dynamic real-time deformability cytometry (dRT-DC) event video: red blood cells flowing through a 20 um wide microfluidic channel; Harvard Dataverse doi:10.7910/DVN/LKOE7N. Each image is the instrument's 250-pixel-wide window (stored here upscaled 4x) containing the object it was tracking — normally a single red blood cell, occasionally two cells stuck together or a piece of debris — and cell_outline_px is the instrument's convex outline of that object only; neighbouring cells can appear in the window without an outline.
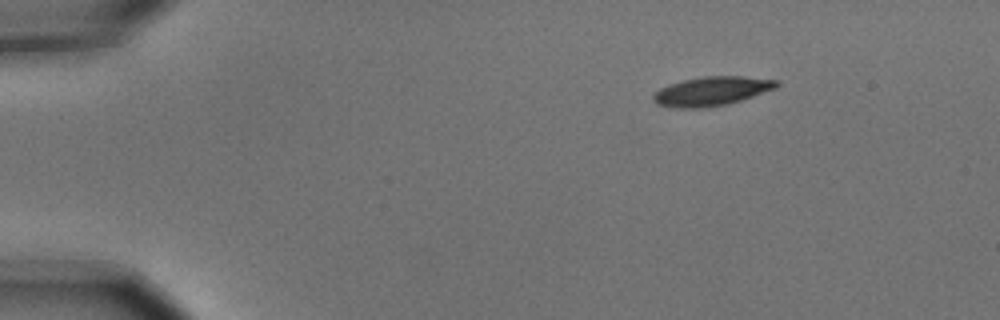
{"species": "common noctule bat (a hibernating species)", "species_latin": "Nyctalus noctula", "temperature_condition": "cold", "stored_images_in_passage": 13, "camera_frame_rate_fps": 3000, "um_per_image_px": 0.085, "animal": {"sex": "male", "body_mass_g": 15.6}, "frame": {"image": 1, "passage_image": 1, "time_ms": 0.0, "image_size_px": [1000, 320], "cell_outline_px": [[780, 84], [776, 88], [728, 104], [700, 108], [676, 108], [656, 104], [652, 100], [652, 96], [660, 88], [668, 84], [684, 80], [704, 76], [744, 76], [776, 80]], "centroid_in_image_um": [60.46, 7.75], "position_along_channel_um": 24.5, "area_um2": 20.81}}
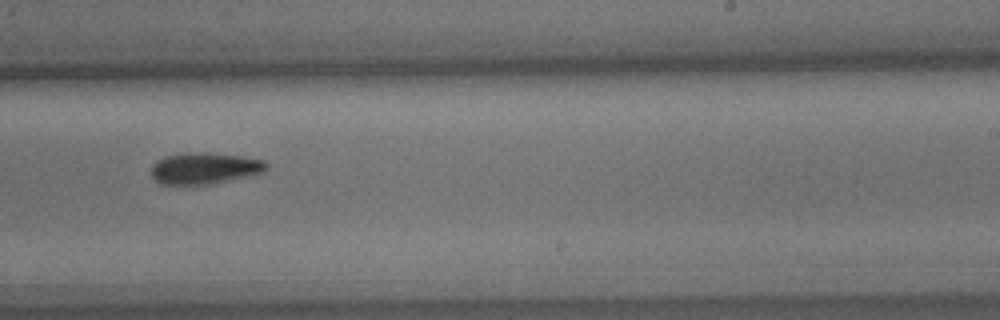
{"frame": {"image": 2, "passage_image": 8, "time_ms": 2.333, "image_size_px": [1000, 320], "cell_outline_px": [[268, 168], [264, 172], [216, 184], [160, 184], [152, 176], [152, 164], [156, 160], [164, 156], [188, 152], [208, 152], [244, 156], [264, 160], [268, 164]], "centroid_in_image_um": [17.42, 14.29], "position_along_channel_um": 271.6, "area_um2": 21.44}}
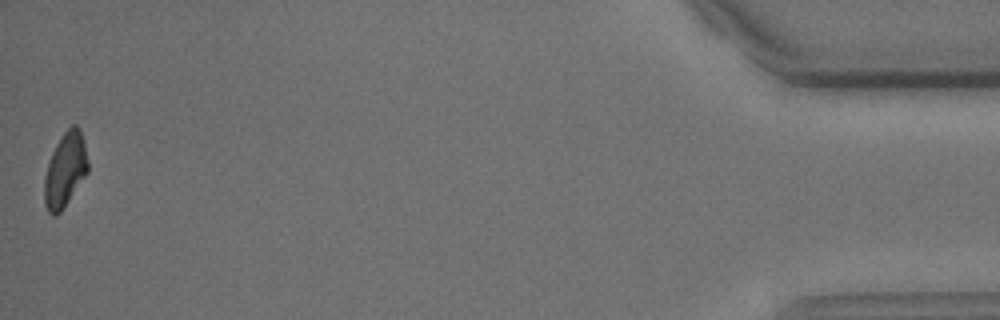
{"frame": {"image": 3, "passage_image": 13, "time_ms": 4.0, "image_size_px": [1000, 320], "cell_outline_px": [[88, 172], [60, 212], [56, 216], [52, 216], [48, 212], [44, 204], [44, 176], [52, 152], [56, 144], [64, 132], [72, 124], [76, 124], [80, 128], [84, 140], [88, 160]], "centroid_in_image_um": [5.54, 14.43], "position_along_channel_um": 429.7, "area_um2": 18.9}}